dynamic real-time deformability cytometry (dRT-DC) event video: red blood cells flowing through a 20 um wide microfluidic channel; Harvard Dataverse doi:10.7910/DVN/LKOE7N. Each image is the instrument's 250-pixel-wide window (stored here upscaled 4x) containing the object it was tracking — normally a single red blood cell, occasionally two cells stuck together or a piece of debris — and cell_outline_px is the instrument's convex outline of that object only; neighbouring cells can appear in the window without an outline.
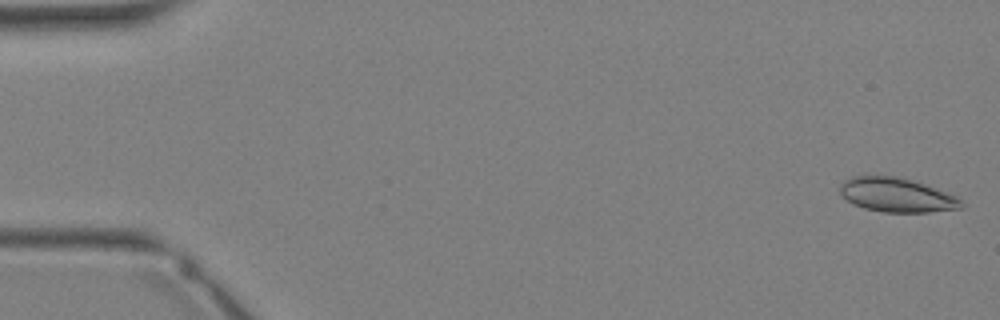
{"species": "Egyptian fruit bat (a non-hibernating species)", "species_latin": "Rousettus aegyptiacus", "temperature_condition": "warm", "stored_images_in_passage": 34, "camera_frame_rate_fps": 3000, "um_per_image_px": 0.085, "animal": {"sex": "female"}, "frame": {"image": 1, "passage_image": 1, "time_ms": 0.0, "image_size_px": [1000, 320], "cell_outline_px": [[964, 204], [960, 208], [928, 212], [884, 212], [864, 208], [852, 204], [840, 196], [840, 184], [844, 180], [852, 176], [900, 176], [924, 184], [956, 196]], "centroid_in_image_um": [76.16, 16.57], "position_along_channel_um": 8.8, "area_um2": 24.16}}
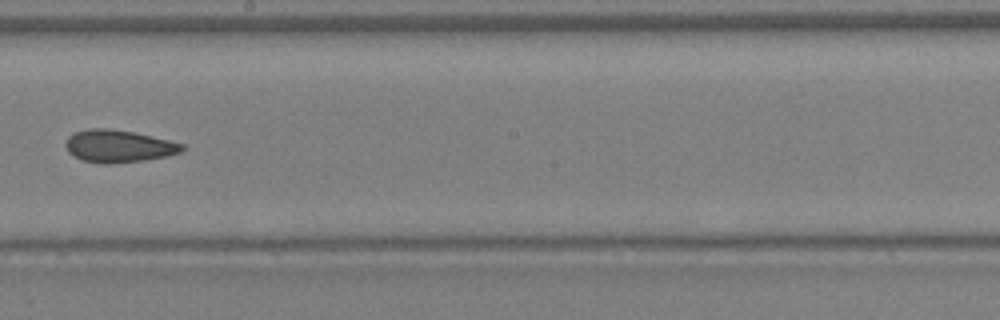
{"frame": {"image": 2, "passage_image": 20, "time_ms": 6.333, "image_size_px": [1000, 320], "cell_outline_px": [[184, 148], [180, 152], [168, 156], [144, 160], [112, 164], [100, 164], [80, 160], [68, 152], [64, 144], [68, 136], [76, 132], [88, 128], [108, 128], [132, 132], [168, 140], [184, 144]], "centroid_in_image_um": [10.03, 12.43], "position_along_channel_um": 238.2, "area_um2": 22.08}}
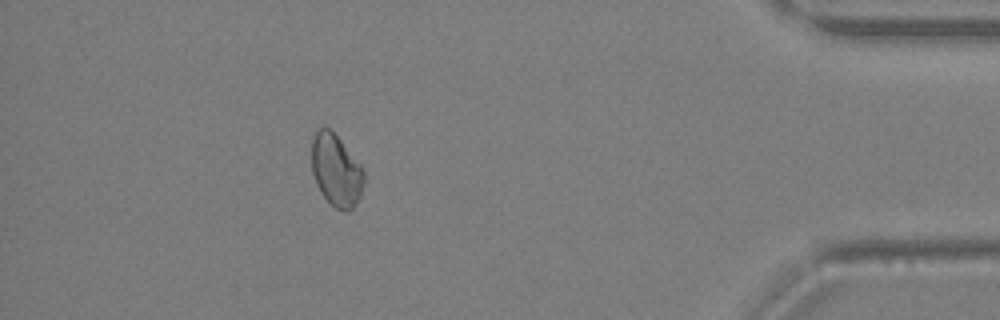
{"frame": {"image": 3, "passage_image": 31, "time_ms": 10.0, "image_size_px": [1000, 320], "cell_outline_px": [[364, 184], [360, 196], [352, 208], [348, 212], [344, 212], [336, 208], [320, 192], [316, 184], [312, 172], [312, 140], [316, 128], [328, 128], [340, 140], [360, 164], [364, 172]], "centroid_in_image_um": [28.56, 14.49], "position_along_channel_um": 406.6, "area_um2": 21.79}}